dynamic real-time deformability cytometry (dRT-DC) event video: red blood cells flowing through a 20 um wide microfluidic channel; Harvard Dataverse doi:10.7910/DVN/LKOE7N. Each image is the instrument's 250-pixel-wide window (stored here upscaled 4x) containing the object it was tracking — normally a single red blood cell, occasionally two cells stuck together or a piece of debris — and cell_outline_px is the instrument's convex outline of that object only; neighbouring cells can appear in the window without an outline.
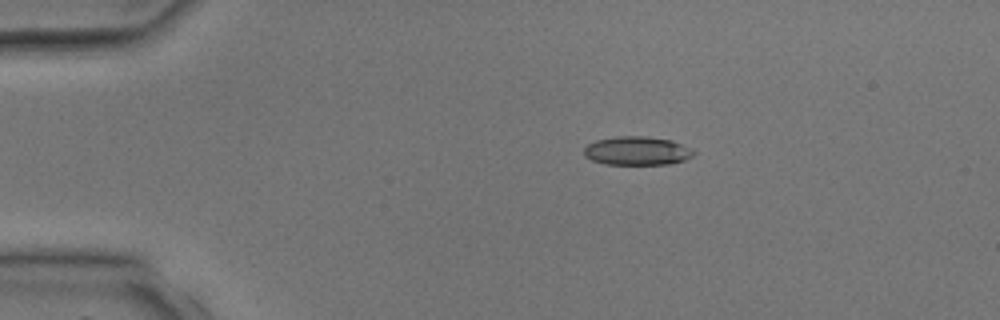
{"species": "common noctule bat (a hibernating species)", "species_latin": "Nyctalus noctula", "temperature_condition": "room temperature", "stored_images_in_passage": 3, "camera_frame_rate_fps": 3000, "um_per_image_px": 0.085, "animal": {"sex": "male", "body_mass_g": 17.9, "forearm_length_mm": 54.2}, "frame": {"image": 1, "passage_image": 2, "time_ms": 1.333, "image_size_px": [1000, 320], "cell_outline_px": [[696, 152], [692, 156], [684, 160], [668, 164], [604, 164], [592, 160], [584, 156], [584, 148], [588, 144], [596, 140], [616, 136], [644, 136], [672, 140], [692, 148]], "centroid_in_image_um": [54.15, 12.81], "position_along_channel_um": 30.8, "area_um2": 18.38}}